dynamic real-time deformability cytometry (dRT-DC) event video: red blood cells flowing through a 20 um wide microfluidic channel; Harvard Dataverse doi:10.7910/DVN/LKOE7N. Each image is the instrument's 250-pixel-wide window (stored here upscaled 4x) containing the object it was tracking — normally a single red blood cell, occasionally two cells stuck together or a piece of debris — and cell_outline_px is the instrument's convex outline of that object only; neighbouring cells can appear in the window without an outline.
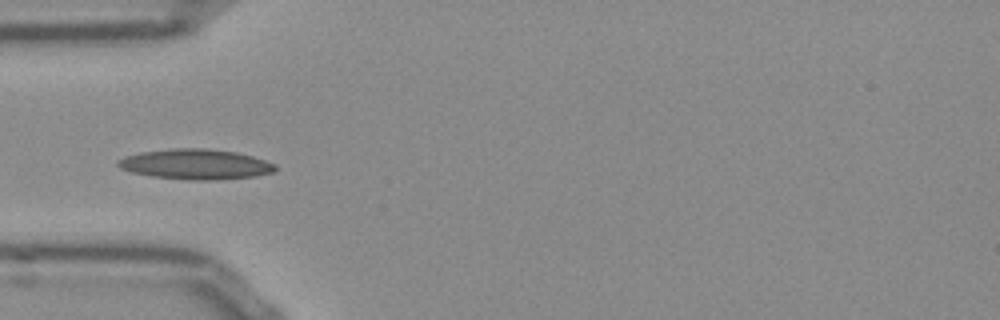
{"species": "Egyptian fruit bat (a non-hibernating species)", "species_latin": "Rousettus aegyptiacus", "temperature_condition": "room temperature", "stored_images_in_passage": 37, "camera_frame_rate_fps": 3000, "um_per_image_px": 0.085, "frame": {"image": 1, "passage_image": 1, "time_ms": 0.0, "image_size_px": [1000, 320], "cell_outline_px": [[276, 168], [272, 172], [256, 176], [212, 180], [188, 180], [152, 176], [132, 172], [120, 168], [116, 164], [116, 160], [124, 156], [140, 152], [172, 148], [204, 148], [236, 152], [252, 156], [276, 164]], "centroid_in_image_um": [16.59, 13.95], "position_along_channel_um": 68.4, "area_um2": 27.74}}
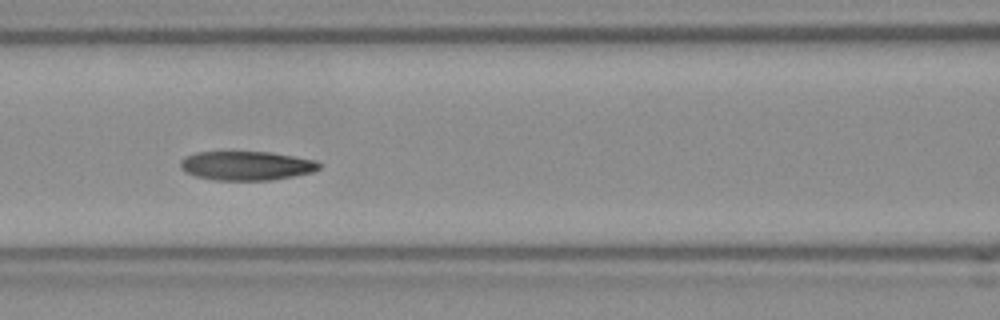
{"frame": {"image": 2, "passage_image": 7, "time_ms": 2.0, "image_size_px": [1000, 320], "cell_outline_px": [[320, 168], [312, 172], [272, 180], [212, 180], [196, 176], [180, 168], [180, 160], [184, 156], [196, 152], [268, 152], [316, 160], [320, 164]], "centroid_in_image_um": [20.92, 14.08], "position_along_channel_um": 145.7, "area_um2": 23.41}}
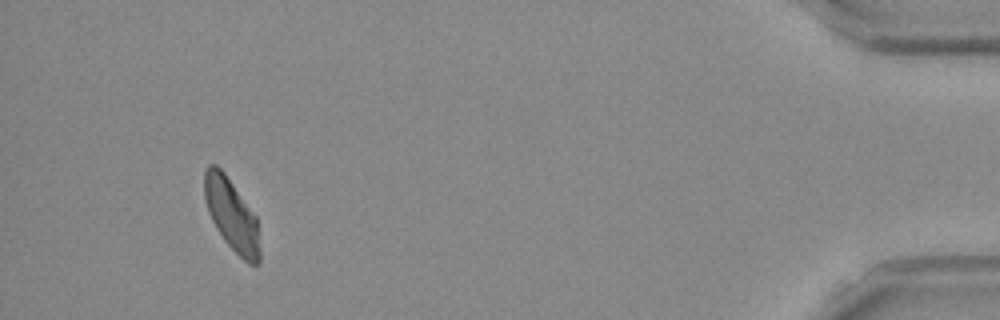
{"frame": {"image": 3, "passage_image": 34, "time_ms": 11.0, "image_size_px": [1000, 320], "cell_outline_px": [[260, 264], [248, 264], [224, 240], [216, 228], [208, 212], [204, 196], [204, 172], [208, 164], [216, 164], [224, 172], [256, 216], [260, 252]], "centroid_in_image_um": [19.68, 18.25], "position_along_channel_um": 415.5, "area_um2": 23.06}, "authors_computed_cell_mechanics": {"area_um2": 23.8136, "velocity_mm_per_s": 3.8138, "shape_relaxation_time_tau1_ms": 5.8618, "shape_relaxation_time_tau2_ms": 5.2987, "deformation_change_tau1": 0.1571, "deformation_change_tau2": 0.1066}}